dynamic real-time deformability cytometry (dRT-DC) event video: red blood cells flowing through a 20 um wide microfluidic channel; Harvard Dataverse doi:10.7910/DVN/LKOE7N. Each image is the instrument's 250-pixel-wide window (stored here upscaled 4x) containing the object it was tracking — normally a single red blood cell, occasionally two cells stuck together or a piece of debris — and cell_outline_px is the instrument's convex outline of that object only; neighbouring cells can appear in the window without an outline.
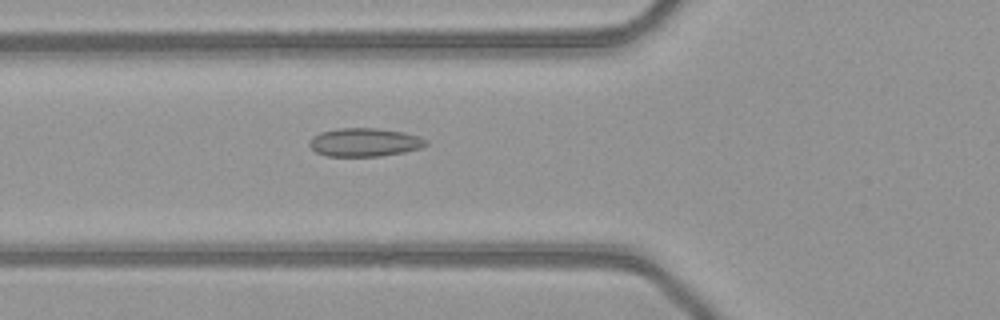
{"species": "common noctule bat (a hibernating species)", "species_latin": "Nyctalus noctula", "temperature_condition": "warm", "stored_images_in_passage": 19, "camera_frame_rate_fps": 3000, "um_per_image_px": 0.085, "animal": {"sex": "female", "body_mass_g": 21.9}, "frame": {"image": 1, "passage_image": 4, "time_ms": 1.0, "image_size_px": [1000, 320], "cell_outline_px": [[428, 144], [420, 148], [404, 152], [380, 156], [328, 156], [316, 152], [308, 144], [308, 140], [312, 136], [320, 132], [340, 128], [376, 128], [404, 132], [428, 140]], "centroid_in_image_um": [30.96, 12.09], "position_along_channel_um": 94.8, "area_um2": 19.31}}
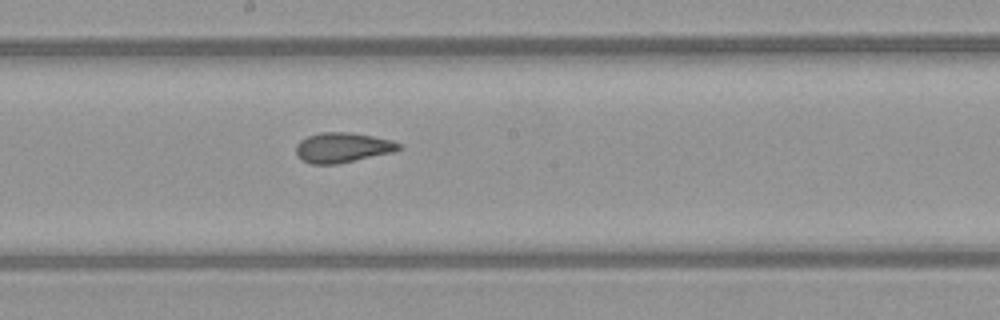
{"frame": {"image": 2, "passage_image": 13, "time_ms": 4.0, "image_size_px": [1000, 320], "cell_outline_px": [[404, 148], [392, 152], [336, 164], [312, 164], [300, 160], [296, 156], [296, 144], [300, 140], [308, 136], [320, 132], [348, 132], [372, 136], [392, 140], [400, 144]], "centroid_in_image_um": [29.08, 12.54], "position_along_channel_um": 219.1, "area_um2": 17.98}}
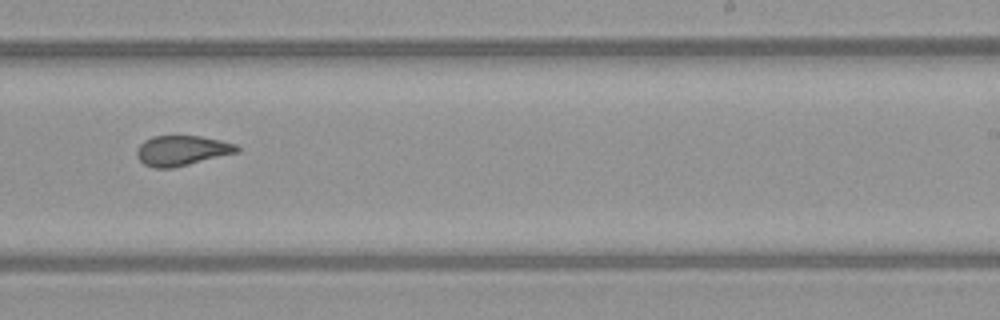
{"frame": {"image": 3, "passage_image": 17, "time_ms": 5.333, "image_size_px": [1000, 320], "cell_outline_px": [[240, 152], [172, 168], [156, 168], [144, 164], [136, 156], [136, 148], [144, 140], [152, 136], [200, 136], [220, 140], [236, 144], [240, 148]], "centroid_in_image_um": [15.46, 12.79], "position_along_channel_um": 273.5, "area_um2": 17.63}}